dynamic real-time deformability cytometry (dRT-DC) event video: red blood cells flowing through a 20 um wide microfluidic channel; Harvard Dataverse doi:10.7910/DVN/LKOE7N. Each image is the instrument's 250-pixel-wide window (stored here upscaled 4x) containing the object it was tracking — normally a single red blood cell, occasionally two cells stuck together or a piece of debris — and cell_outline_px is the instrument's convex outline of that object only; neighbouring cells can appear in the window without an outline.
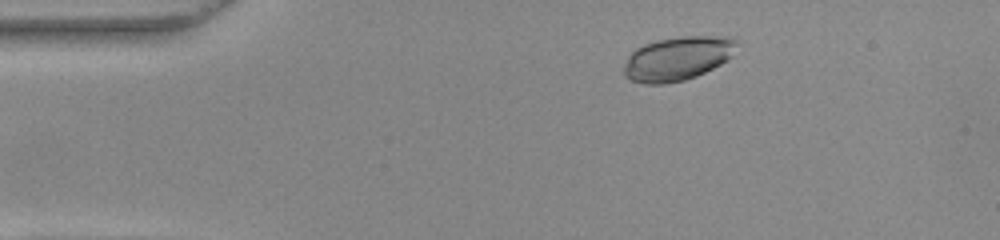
{"species": "common noctule bat (a hibernating species)", "species_latin": "Nyctalus noctula", "temperature_condition": "warm", "stored_images_in_passage": 50, "camera_frame_rate_fps": 3000, "um_per_image_px": 0.085, "animal": {"sex": "female", "body_mass_g": 22.0, "forearm_length_mm": 56.7}, "frame": {"image": 1, "passage_image": 6, "time_ms": 1.667, "image_size_px": [1000, 240], "cell_outline_px": [[736, 44], [732, 56], [728, 60], [696, 76], [684, 80], [664, 84], [644, 84], [632, 80], [624, 76], [624, 64], [628, 56], [636, 48], [644, 44], [660, 40], [684, 36], [728, 36], [736, 40]], "centroid_in_image_um": [57.58, 4.98], "position_along_channel_um": 27.4, "area_um2": 28.73}}
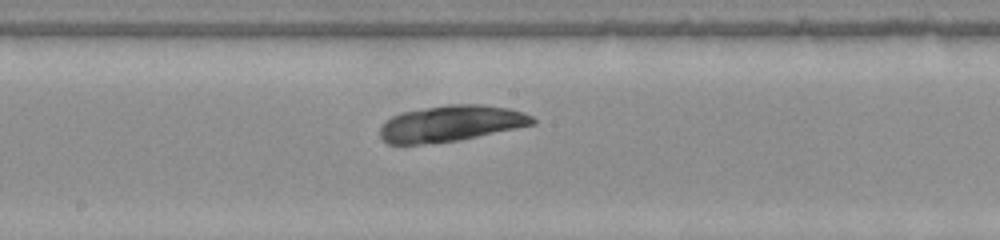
{"frame": {"image": 2, "passage_image": 25, "time_ms": 8.0, "image_size_px": [1000, 240], "cell_outline_px": [[536, 124], [460, 140], [420, 144], [388, 144], [380, 136], [380, 124], [384, 120], [400, 112], [448, 104], [480, 104], [508, 108], [524, 112], [532, 116], [536, 120]], "centroid_in_image_um": [38.32, 10.49], "position_along_channel_um": 209.9, "area_um2": 32.31}}
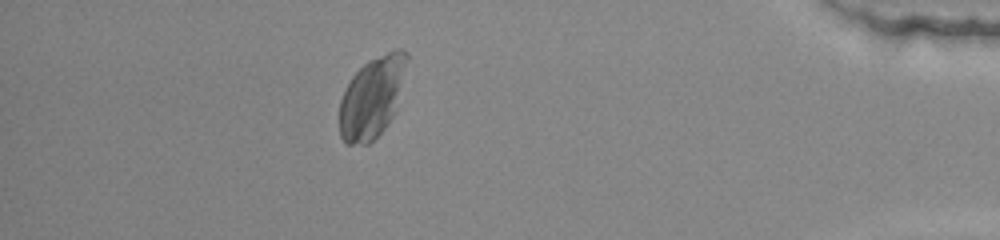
{"frame": {"image": 3, "passage_image": 44, "time_ms": 14.333, "image_size_px": [1000, 240], "cell_outline_px": [[408, 56], [392, 116], [384, 128], [368, 144], [344, 144], [340, 136], [340, 100], [352, 76], [368, 60], [396, 48], [400, 48], [408, 52]], "centroid_in_image_um": [31.58, 8.27], "position_along_channel_um": 403.6, "area_um2": 31.04}}